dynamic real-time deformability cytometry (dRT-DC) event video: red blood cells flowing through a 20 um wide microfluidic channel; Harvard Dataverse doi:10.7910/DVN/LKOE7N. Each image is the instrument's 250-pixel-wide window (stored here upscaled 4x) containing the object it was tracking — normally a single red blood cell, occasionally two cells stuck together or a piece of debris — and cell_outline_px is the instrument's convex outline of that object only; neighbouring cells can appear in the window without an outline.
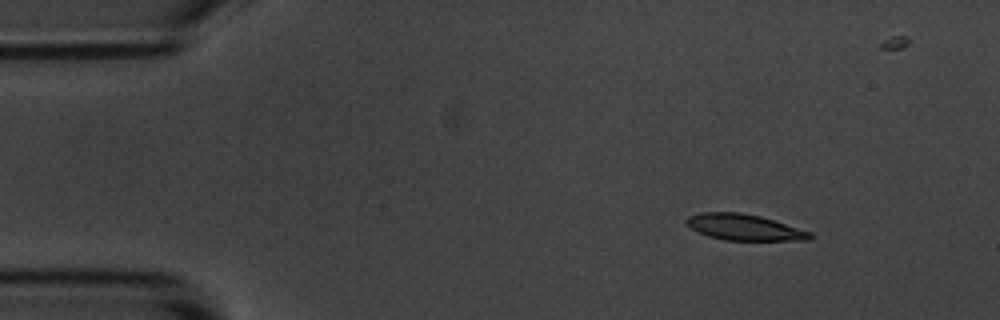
{"species": "common noctule bat (a hibernating species)", "species_latin": "Nyctalus noctula", "temperature_condition": "room temperature", "stored_images_in_passage": 5, "camera_frame_rate_fps": 3000, "um_per_image_px": 0.085, "animal": {"sex": "male", "body_mass_g": 20.1, "forearm_length_mm": 53.5}, "frame": {"image": 1, "passage_image": 1, "time_ms": 0.0, "image_size_px": [1000, 320], "cell_outline_px": [[812, 240], [724, 240], [708, 236], [692, 228], [688, 224], [688, 216], [700, 212], [740, 212], [760, 216], [812, 232]], "centroid_in_image_um": [63.3, 19.32], "position_along_channel_um": 21.7, "area_um2": 18.55}}
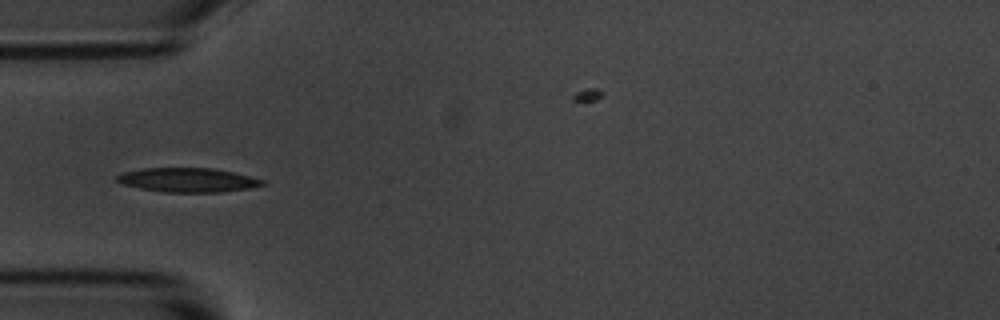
{"frame": {"image": 2, "passage_image": 4, "time_ms": 3.333, "image_size_px": [1000, 320], "cell_outline_px": [[268, 184], [248, 188], [220, 192], [164, 192], [140, 188], [124, 184], [116, 180], [116, 176], [124, 172], [140, 168], [212, 168], [232, 172], [264, 180]], "centroid_in_image_um": [15.96, 15.3], "position_along_channel_um": 69.0, "area_um2": 20.35}}